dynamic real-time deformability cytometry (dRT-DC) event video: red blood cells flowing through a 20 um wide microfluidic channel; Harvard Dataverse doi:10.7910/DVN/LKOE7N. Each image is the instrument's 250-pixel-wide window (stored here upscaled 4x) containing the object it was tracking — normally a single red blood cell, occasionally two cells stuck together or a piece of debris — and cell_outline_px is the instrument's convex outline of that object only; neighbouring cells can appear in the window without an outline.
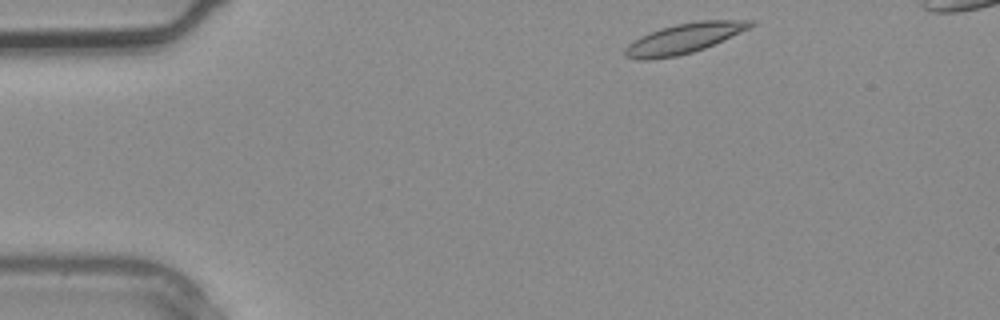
{"species": "common noctule bat (a hibernating species)", "species_latin": "Nyctalus noctula", "temperature_condition": "warm", "stored_images_in_passage": 2, "camera_frame_rate_fps": 3000, "um_per_image_px": 0.085, "animal": {"sex": "male", "body_mass_g": 20.4}, "frame": {"image": 1, "passage_image": 1, "time_ms": 0.0, "image_size_px": [1000, 320], "cell_outline_px": [[756, 24], [740, 32], [704, 48], [692, 52], [676, 56], [652, 60], [636, 60], [624, 56], [624, 48], [628, 44], [640, 36], [676, 24], [700, 20], [756, 20]], "centroid_in_image_um": [58.1, 3.28], "position_along_channel_um": 26.9, "area_um2": 21.73}}